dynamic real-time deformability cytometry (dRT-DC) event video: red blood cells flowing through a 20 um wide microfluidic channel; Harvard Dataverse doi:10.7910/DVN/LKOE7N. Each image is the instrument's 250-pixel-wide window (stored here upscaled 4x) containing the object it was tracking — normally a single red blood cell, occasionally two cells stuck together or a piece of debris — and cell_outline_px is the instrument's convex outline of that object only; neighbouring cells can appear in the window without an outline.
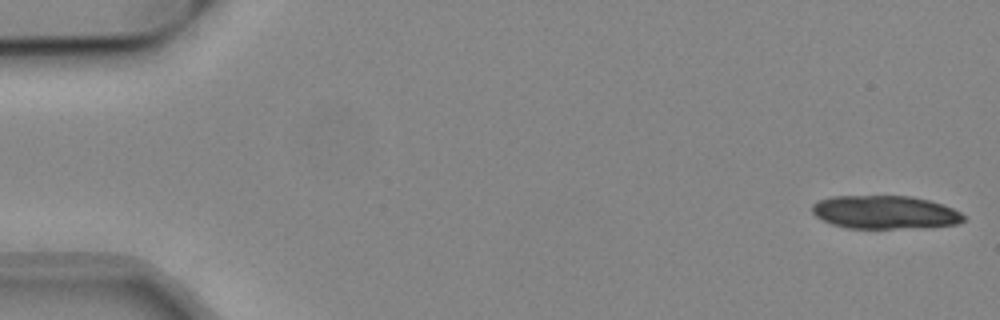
{"species": "common noctule bat (a hibernating species)", "species_latin": "Nyctalus noctula", "temperature_condition": "cold", "stored_images_in_passage": 11, "camera_frame_rate_fps": 3000, "um_per_image_px": 0.085, "animal": {"sex": "male", "body_mass_g": 19.2, "forearm_length_mm": 51.8}, "frame": {"image": 1, "passage_image": 1, "time_ms": 0.0, "image_size_px": [1000, 320], "cell_outline_px": [[964, 220], [956, 224], [924, 228], [844, 228], [832, 224], [816, 216], [812, 212], [812, 204], [820, 200], [832, 196], [912, 196], [944, 204], [960, 212], [964, 216]], "centroid_in_image_um": [75.23, 18.04], "position_along_channel_um": 9.8, "area_um2": 29.48}}